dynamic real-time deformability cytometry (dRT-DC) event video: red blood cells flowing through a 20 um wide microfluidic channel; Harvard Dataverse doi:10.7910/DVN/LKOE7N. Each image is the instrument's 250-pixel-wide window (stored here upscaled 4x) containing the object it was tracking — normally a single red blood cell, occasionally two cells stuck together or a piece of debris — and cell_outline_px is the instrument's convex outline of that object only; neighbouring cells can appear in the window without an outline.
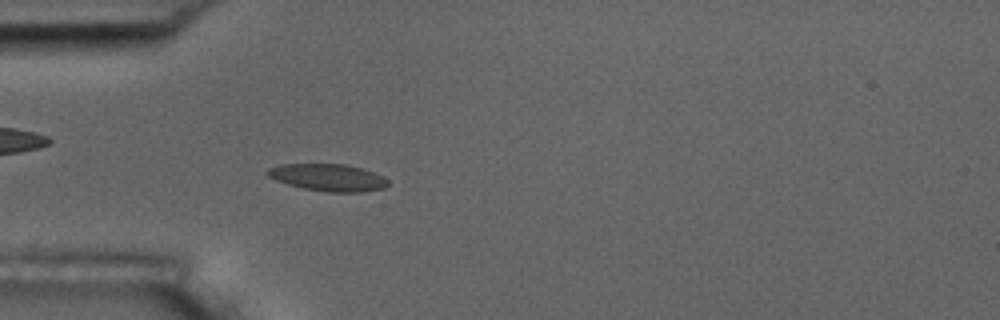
{"species": "common noctule bat (a hibernating species)", "species_latin": "Nyctalus noctula", "temperature_condition": "room temperature", "stored_images_in_passage": 55, "camera_frame_rate_fps": 3000, "um_per_image_px": 0.085, "animal": {"sex": "male", "body_mass_g": 17.5, "forearm_length_mm": 52.3}, "frame": {"image": 1, "passage_image": 16, "time_ms": 5.0, "image_size_px": [1000, 320], "cell_outline_px": [[388, 184], [384, 188], [364, 192], [328, 192], [304, 188], [288, 184], [276, 180], [268, 176], [264, 172], [268, 168], [280, 164], [344, 164], [360, 168], [372, 172], [388, 180]], "centroid_in_image_um": [27.85, 15.09], "position_along_channel_um": 57.2, "area_um2": 18.9}, "authors_computed_cell_mechanics": {"area_um2": 18.3804, "velocity_mm_per_s": 3.649, "shape_relaxation_time_tau1_ms": 6.503, "shape_relaxation_time_tau2_ms": 1.8837, "deformation_change_tau1": 0.1221, "deformation_change_tau2": 0.0708}}